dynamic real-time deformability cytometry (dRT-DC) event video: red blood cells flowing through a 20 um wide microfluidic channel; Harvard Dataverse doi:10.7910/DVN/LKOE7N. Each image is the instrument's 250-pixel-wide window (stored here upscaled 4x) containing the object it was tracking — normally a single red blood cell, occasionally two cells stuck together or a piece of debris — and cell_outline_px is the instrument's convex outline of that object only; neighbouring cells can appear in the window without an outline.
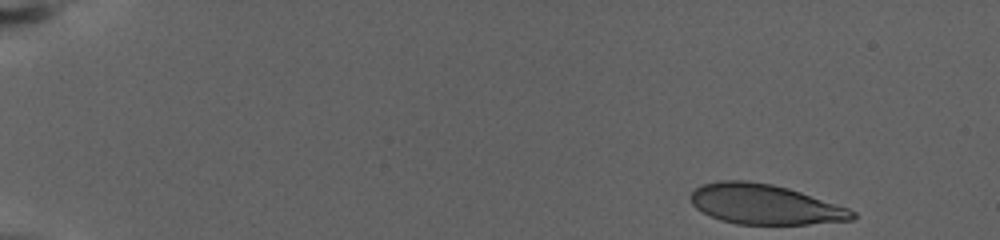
{"species": "human", "species_latin": "Homo sapiens", "temperature_condition": "warm", "stored_images_in_passage": 18, "camera_frame_rate_fps": 3000, "um_per_image_px": 0.085, "donor": {"sex": "female"}, "frame": {"image": 1, "passage_image": 1, "time_ms": 0.0, "image_size_px": [1000, 240], "cell_outline_px": [[856, 216], [852, 220], [808, 224], [736, 224], [720, 220], [696, 208], [692, 204], [688, 196], [696, 188], [704, 184], [720, 180], [744, 180], [772, 184], [788, 188], [848, 208], [856, 212]], "centroid_in_image_um": [64.98, 17.37], "position_along_channel_um": 20.0, "area_um2": 37.51}}